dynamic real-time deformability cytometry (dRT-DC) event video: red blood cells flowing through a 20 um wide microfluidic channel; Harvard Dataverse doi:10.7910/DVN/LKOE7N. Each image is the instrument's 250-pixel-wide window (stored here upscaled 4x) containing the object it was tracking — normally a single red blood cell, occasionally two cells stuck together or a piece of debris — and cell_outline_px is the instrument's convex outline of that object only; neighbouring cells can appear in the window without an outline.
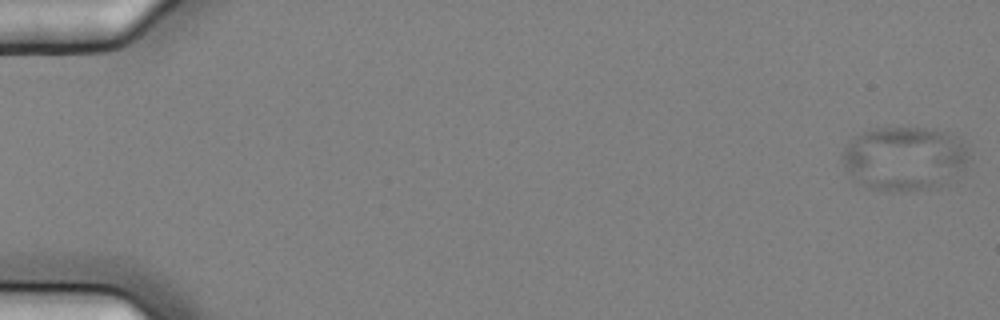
{"species": "common noctule bat (a hibernating species)", "species_latin": "Nyctalus noctula", "temperature_condition": "cold", "stored_images_in_passage": 5, "camera_frame_rate_fps": 3000, "um_per_image_px": 0.085, "animal": {"sex": "female", "body_mass_g": 25.1}, "frame": {"image": 1, "passage_image": 1, "time_ms": 0.0, "image_size_px": [1000, 320], "cell_outline_px": [[972, 156], [956, 180], [940, 188], [900, 192], [888, 192], [868, 188], [852, 180], [844, 172], [840, 152], [848, 140], [852, 136], [860, 132], [876, 128], [932, 128], [948, 132], [956, 136], [972, 152]], "centroid_in_image_um": [76.87, 13.5], "position_along_channel_um": 8.1, "area_um2": 49.42}}